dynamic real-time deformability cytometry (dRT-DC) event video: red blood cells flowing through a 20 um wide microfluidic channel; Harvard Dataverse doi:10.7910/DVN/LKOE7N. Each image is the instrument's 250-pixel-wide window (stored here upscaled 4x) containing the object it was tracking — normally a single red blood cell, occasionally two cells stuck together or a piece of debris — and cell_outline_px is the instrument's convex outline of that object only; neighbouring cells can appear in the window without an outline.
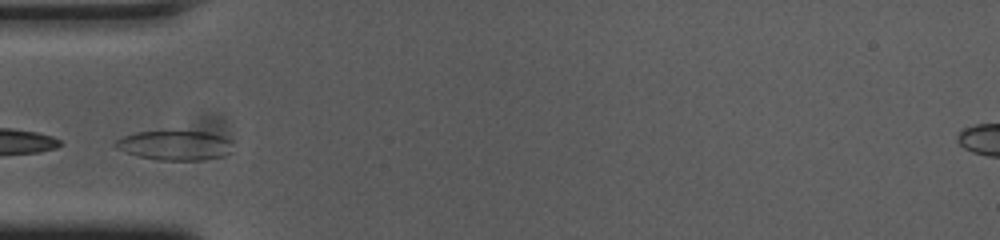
{"species": "common noctule bat (a hibernating species)", "species_latin": "Nyctalus noctula", "temperature_condition": "cold", "stored_images_in_passage": 32, "camera_frame_rate_fps": 3000, "um_per_image_px": 0.085, "animal": {"sex": "female", "body_mass_g": 23.0, "forearm_length_mm": 53.4}, "frame": {"image": 1, "passage_image": 1, "time_ms": 0.0, "image_size_px": [1000, 240], "cell_outline_px": [[232, 152], [224, 156], [200, 160], [160, 160], [140, 156], [116, 148], [112, 144], [116, 140], [124, 136], [136, 132], [164, 128], [172, 128], [208, 132], [232, 140]], "centroid_in_image_um": [14.88, 12.29], "position_along_channel_um": 70.1, "area_um2": 21.15}}
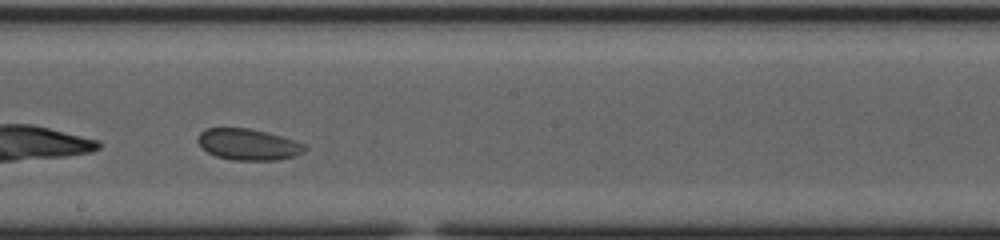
{"frame": {"image": 2, "passage_image": 14, "time_ms": 4.333, "image_size_px": [1000, 240], "cell_outline_px": [[308, 148], [304, 152], [296, 156], [280, 160], [232, 160], [216, 156], [208, 152], [200, 144], [200, 132], [204, 128], [248, 128], [268, 132], [296, 140], [308, 144]], "centroid_in_image_um": [21.2, 12.28], "position_along_channel_um": 227.0, "area_um2": 19.65}, "authors_computed_cell_mechanics": {"area_um2": 19.9121, "velocity_mm_per_s": 3.6249, "shape_relaxation_time_tau1_ms": null, "shape_relaxation_time_tau2_ms": 1.0238, "deformation_change_tau1": null, "deformation_change_tau2": 0.0394}}